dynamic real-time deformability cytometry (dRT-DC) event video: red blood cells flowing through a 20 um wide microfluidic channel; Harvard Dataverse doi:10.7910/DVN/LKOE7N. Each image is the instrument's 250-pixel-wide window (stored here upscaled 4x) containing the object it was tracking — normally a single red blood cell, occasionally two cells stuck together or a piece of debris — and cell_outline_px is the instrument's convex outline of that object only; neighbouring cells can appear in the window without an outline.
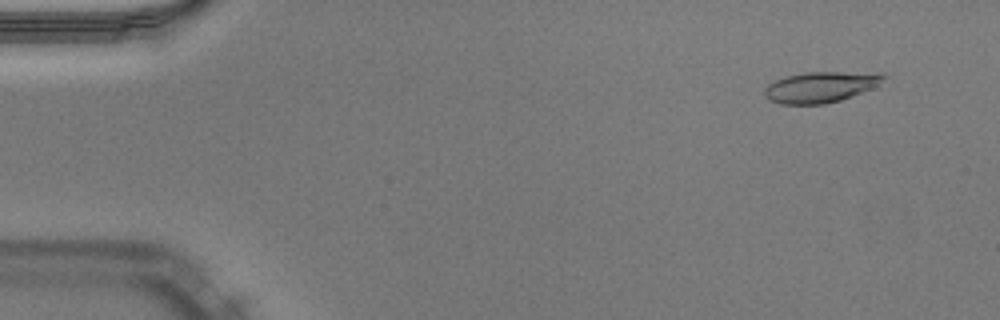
{"species": "Egyptian fruit bat (a non-hibernating species)", "species_latin": "Rousettus aegyptiacus", "temperature_condition": "warm", "stored_images_in_passage": 10, "camera_frame_rate_fps": 3000, "um_per_image_px": 0.085, "animal": {"sex": "male"}, "frame": {"image": 1, "passage_image": 4, "time_ms": 1.0, "image_size_px": [1000, 320], "cell_outline_px": [[888, 76], [872, 88], [852, 96], [840, 100], [824, 104], [780, 104], [764, 96], [764, 88], [768, 84], [784, 76], [804, 72], [880, 72]], "centroid_in_image_um": [69.75, 7.38], "position_along_channel_um": 15.2, "area_um2": 21.44}}